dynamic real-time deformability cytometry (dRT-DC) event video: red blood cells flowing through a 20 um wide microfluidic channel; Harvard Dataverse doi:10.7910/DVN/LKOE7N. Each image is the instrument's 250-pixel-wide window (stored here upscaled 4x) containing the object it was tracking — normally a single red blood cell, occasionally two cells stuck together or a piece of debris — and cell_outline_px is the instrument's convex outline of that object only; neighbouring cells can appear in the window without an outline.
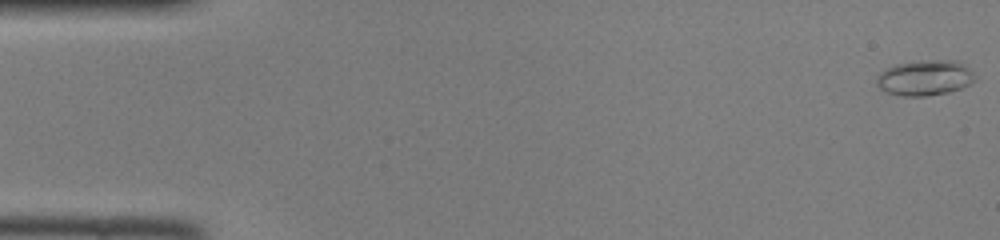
{"species": "common noctule bat (a hibernating species)", "species_latin": "Nyctalus noctula", "temperature_condition": "room temperature", "stored_images_in_passage": 38, "camera_frame_rate_fps": 3000, "um_per_image_px": 0.085, "animal": {"sex": "female", "body_mass_g": 22.0, "forearm_length_mm": 56.7}, "frame": {"image": 1, "passage_image": 1, "time_ms": 0.0, "image_size_px": [1000, 240], "cell_outline_px": [[976, 80], [960, 88], [948, 92], [924, 96], [904, 96], [888, 92], [880, 88], [876, 84], [876, 76], [884, 68], [896, 64], [920, 60], [956, 60], [968, 68], [972, 72]], "centroid_in_image_um": [78.57, 6.6], "position_along_channel_um": 6.4, "area_um2": 20.23}}
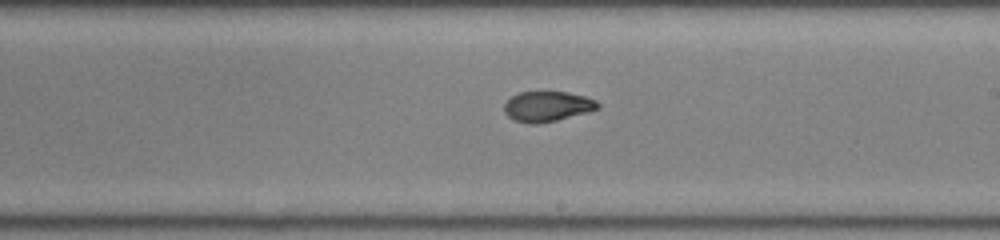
{"frame": {"image": 2, "passage_image": 27, "time_ms": 8.667, "image_size_px": [1000, 240], "cell_outline_px": [[600, 108], [588, 112], [556, 120], [536, 124], [528, 124], [512, 120], [504, 112], [504, 104], [512, 96], [520, 92], [568, 92], [584, 96], [596, 100], [600, 104]], "centroid_in_image_um": [46.52, 9.05], "position_along_channel_um": 242.5, "area_um2": 16.53}}
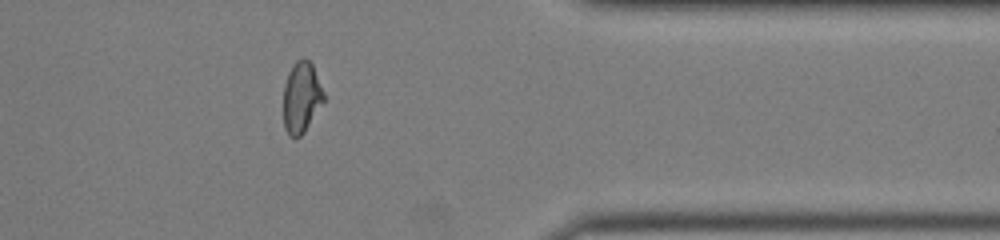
{"frame": {"image": 3, "passage_image": 38, "time_ms": 12.333, "image_size_px": [1000, 240], "cell_outline_px": [[324, 100], [304, 132], [296, 140], [288, 136], [284, 128], [284, 84], [288, 72], [292, 64], [296, 60], [304, 56], [312, 64], [324, 92]], "centroid_in_image_um": [25.6, 8.27], "position_along_channel_um": 385.8, "area_um2": 16.82}}